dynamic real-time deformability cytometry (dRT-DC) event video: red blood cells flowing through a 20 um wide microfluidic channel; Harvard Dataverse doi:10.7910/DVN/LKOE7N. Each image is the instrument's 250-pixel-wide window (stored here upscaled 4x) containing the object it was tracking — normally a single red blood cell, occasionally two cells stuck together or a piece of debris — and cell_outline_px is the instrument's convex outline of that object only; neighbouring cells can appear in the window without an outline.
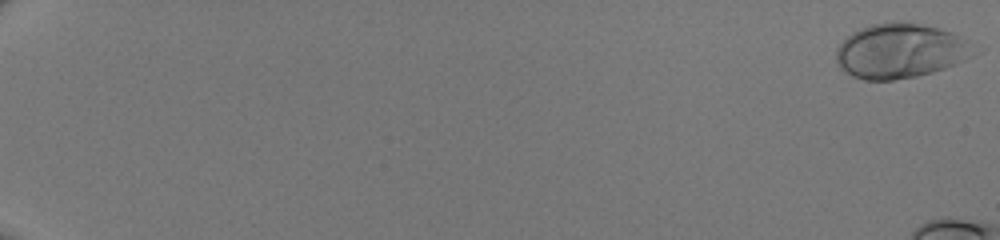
{"species": "human", "species_latin": "Homo sapiens", "temperature_condition": "room temperature", "stored_images_in_passage": 16, "camera_frame_rate_fps": 3000, "um_per_image_px": 0.085, "donor": {"sex": "male"}, "frame": {"image": 1, "passage_image": 1, "time_ms": 0.0, "image_size_px": [1000, 240], "cell_outline_px": [[964, 60], [944, 68], [932, 72], [916, 76], [892, 80], [864, 80], [852, 76], [844, 72], [840, 68], [836, 60], [836, 48], [852, 32], [860, 28], [872, 24], [920, 24], [952, 32], [964, 44]], "centroid_in_image_um": [76.32, 4.37], "position_along_channel_um": 8.7, "area_um2": 41.79}}